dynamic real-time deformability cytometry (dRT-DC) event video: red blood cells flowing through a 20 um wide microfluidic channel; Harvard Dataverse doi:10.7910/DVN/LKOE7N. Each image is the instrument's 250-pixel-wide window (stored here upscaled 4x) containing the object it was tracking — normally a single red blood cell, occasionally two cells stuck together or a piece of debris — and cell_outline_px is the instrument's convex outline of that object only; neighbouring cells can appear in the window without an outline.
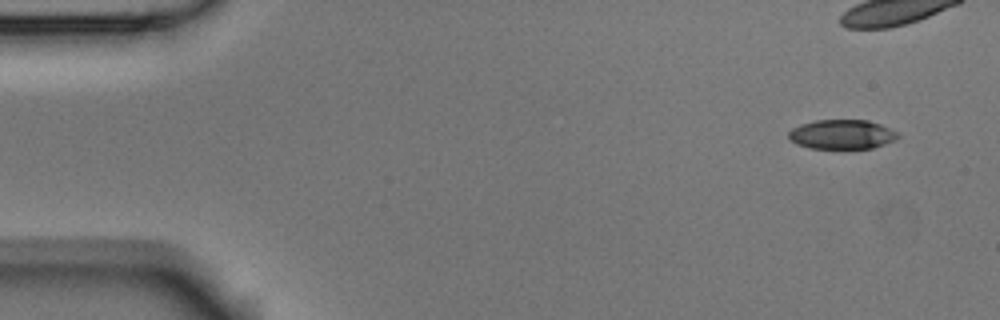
{"species": "Egyptian fruit bat (a non-hibernating species)", "species_latin": "Rousettus aegyptiacus", "temperature_condition": "room temperature", "stored_images_in_passage": 10, "camera_frame_rate_fps": 3000, "um_per_image_px": 0.085, "animal": {"sex": "male"}, "frame": {"image": 1, "passage_image": 1, "time_ms": 0.0, "image_size_px": [1000, 320], "cell_outline_px": [[900, 136], [884, 144], [872, 148], [808, 148], [796, 144], [788, 136], [788, 132], [792, 128], [800, 124], [816, 120], [868, 120], [880, 124], [900, 132]], "centroid_in_image_um": [71.56, 11.41], "position_along_channel_um": 13.4, "area_um2": 18.73}}
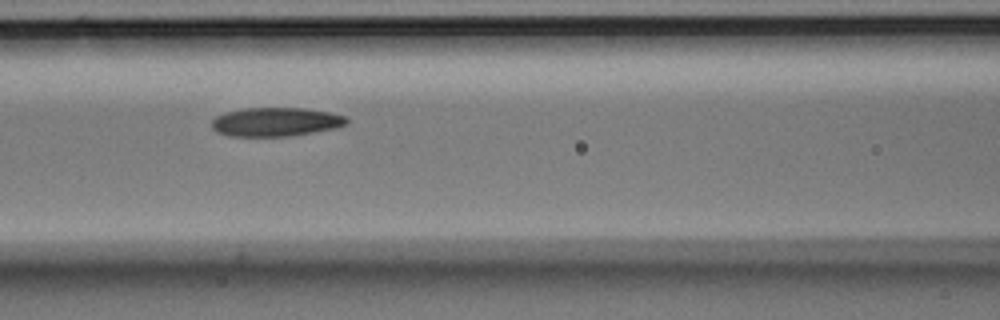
{"frame": {"image": 2, "passage_image": 7, "time_ms": 2.0, "image_size_px": [1000, 320], "cell_outline_px": [[348, 124], [336, 128], [292, 136], [228, 136], [216, 132], [212, 128], [212, 120], [216, 116], [224, 112], [244, 108], [304, 108], [328, 112], [344, 116], [348, 120]], "centroid_in_image_um": [23.42, 10.36], "position_along_channel_um": 143.2, "area_um2": 22.77}}
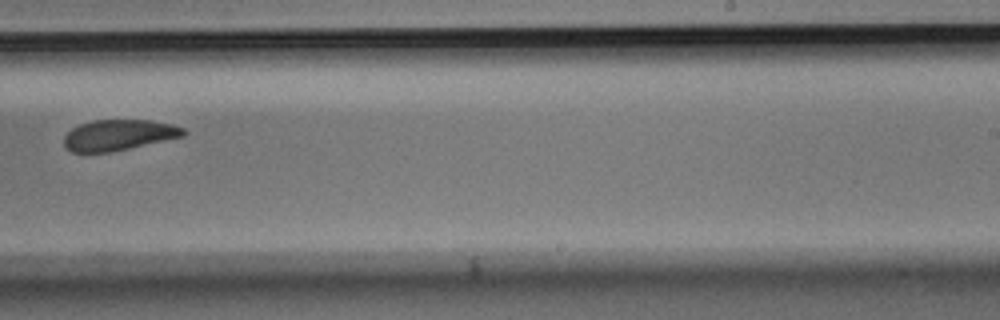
{"frame": {"image": 3, "passage_image": 10, "time_ms": 3.0, "image_size_px": [1000, 320], "cell_outline_px": [[188, 132], [184, 136], [112, 152], [72, 152], [64, 144], [64, 136], [72, 128], [80, 124], [92, 120], [152, 120], [172, 124], [184, 128]], "centroid_in_image_um": [10.12, 11.47], "position_along_channel_um": 278.9, "area_um2": 21.44}}